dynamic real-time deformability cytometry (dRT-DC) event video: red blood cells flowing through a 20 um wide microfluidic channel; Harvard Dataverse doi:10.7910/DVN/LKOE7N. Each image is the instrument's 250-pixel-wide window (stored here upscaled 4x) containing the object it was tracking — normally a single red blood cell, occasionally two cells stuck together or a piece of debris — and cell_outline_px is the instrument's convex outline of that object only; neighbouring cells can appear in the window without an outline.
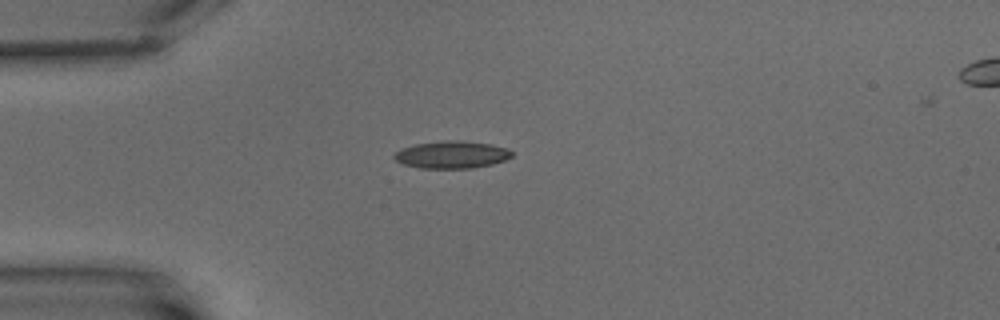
{"species": "common noctule bat (a hibernating species)", "species_latin": "Nyctalus noctula", "temperature_condition": "warm", "stored_images_in_passage": 5, "camera_frame_rate_fps": 3000, "um_per_image_px": 0.085, "animal": {"sex": "male", "body_mass_g": 15.6}, "frame": {"image": 1, "passage_image": 1, "time_ms": 0.0, "image_size_px": [1000, 320], "cell_outline_px": [[512, 156], [504, 160], [492, 164], [472, 168], [420, 168], [404, 164], [396, 160], [392, 156], [400, 148], [416, 144], [444, 140], [460, 140], [492, 144], [508, 148], [512, 152]], "centroid_in_image_um": [38.4, 13.14], "position_along_channel_um": 46.6, "area_um2": 18.79}}
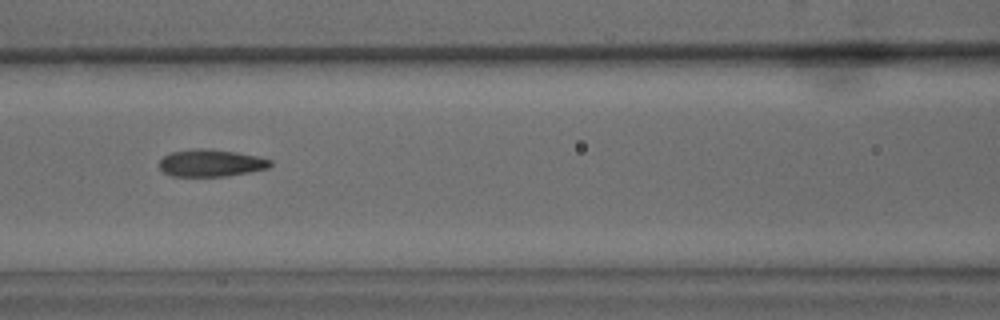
{"frame": {"image": 2, "passage_image": 4, "time_ms": 3.667, "image_size_px": [1000, 320], "cell_outline_px": [[272, 164], [268, 168], [248, 172], [224, 176], [172, 176], [164, 172], [160, 168], [160, 160], [164, 156], [172, 152], [196, 148], [200, 148], [236, 152], [260, 156], [272, 160]], "centroid_in_image_um": [17.95, 13.85], "position_along_channel_um": 148.6, "area_um2": 17.46}}
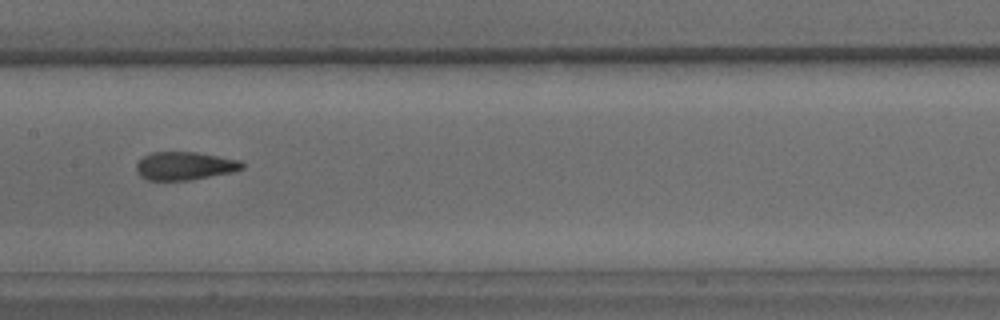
{"frame": {"image": 3, "passage_image": 5, "time_ms": 5.0, "image_size_px": [1000, 320], "cell_outline_px": [[244, 168], [232, 172], [192, 180], [148, 180], [140, 176], [136, 172], [136, 164], [144, 156], [152, 152], [196, 152], [240, 160], [244, 164]], "centroid_in_image_um": [15.7, 14.1], "position_along_channel_um": 191.7, "area_um2": 17.4}}